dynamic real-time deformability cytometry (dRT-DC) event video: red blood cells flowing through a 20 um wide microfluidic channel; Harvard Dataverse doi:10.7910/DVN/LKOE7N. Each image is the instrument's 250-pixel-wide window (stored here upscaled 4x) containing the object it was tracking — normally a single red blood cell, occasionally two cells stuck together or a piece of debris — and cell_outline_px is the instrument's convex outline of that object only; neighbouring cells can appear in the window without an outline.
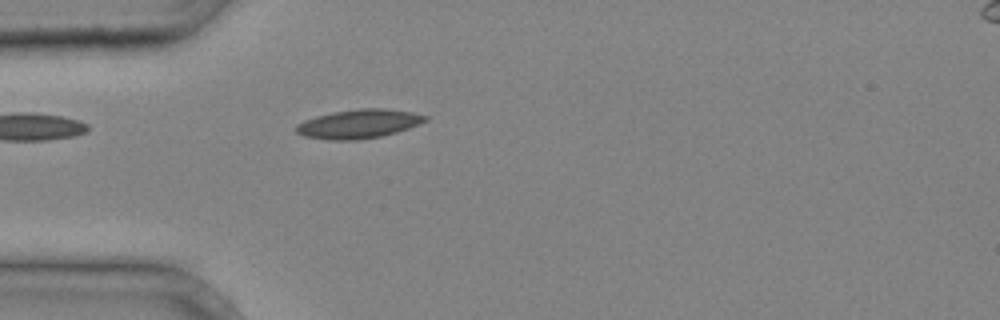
{"species": "common noctule bat (a hibernating species)", "species_latin": "Nyctalus noctula", "temperature_condition": "cold", "stored_images_in_passage": 4, "segment_of_instrument_passage": [1, 2], "camera_frame_rate_fps": 3000, "um_per_image_px": 0.085, "animal": {"sex": "male", "body_mass_g": 20.4}, "frame": {"image": 1, "passage_image": 3, "time_ms": 0.667, "image_size_px": [1000, 320], "cell_outline_px": [[428, 120], [408, 128], [396, 132], [380, 136], [356, 140], [328, 140], [304, 136], [296, 132], [296, 124], [304, 120], [316, 116], [356, 108], [384, 108], [412, 112], [428, 116]], "centroid_in_image_um": [30.48, 10.52], "position_along_channel_um": 54.5, "area_um2": 21.68}}